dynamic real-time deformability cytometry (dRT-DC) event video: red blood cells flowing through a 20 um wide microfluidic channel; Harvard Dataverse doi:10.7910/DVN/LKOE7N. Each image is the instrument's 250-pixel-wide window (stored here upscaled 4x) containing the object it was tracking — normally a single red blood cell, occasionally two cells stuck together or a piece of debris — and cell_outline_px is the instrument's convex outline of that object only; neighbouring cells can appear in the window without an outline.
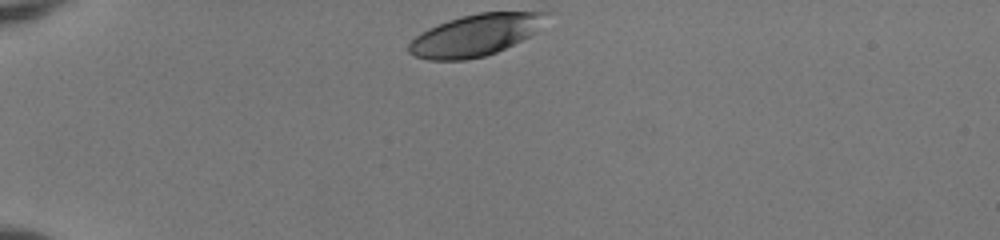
{"species": "human", "species_latin": "Homo sapiens", "temperature_condition": "room temperature", "stored_images_in_passage": 34, "camera_frame_rate_fps": 3000, "um_per_image_px": 0.085, "donor": {"sex": "female"}, "frame": {"image": 1, "passage_image": 1, "time_ms": 0.0, "image_size_px": [1000, 240], "cell_outline_px": [[552, 12], [536, 32], [496, 52], [484, 56], [464, 60], [428, 60], [416, 56], [408, 52], [408, 44], [416, 36], [428, 28], [448, 20], [460, 16], [480, 12]], "centroid_in_image_um": [40.4, 2.97], "position_along_channel_um": 44.6, "area_um2": 33.12}}
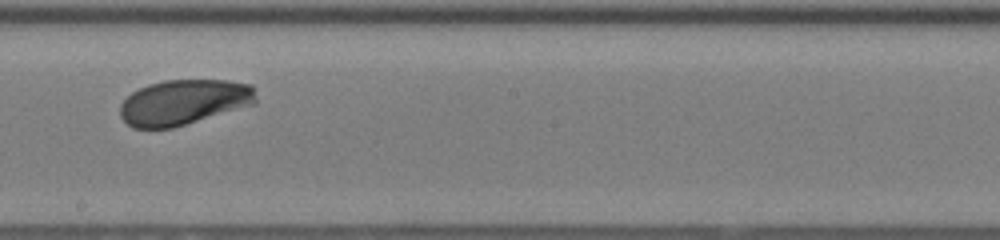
{"frame": {"image": 2, "passage_image": 19, "time_ms": 6.0, "image_size_px": [1000, 240], "cell_outline_px": [[256, 104], [172, 128], [132, 128], [120, 116], [120, 104], [132, 92], [148, 84], [164, 80], [228, 80], [252, 84], [256, 100]], "centroid_in_image_um": [15.63, 8.68], "position_along_channel_um": 232.6, "area_um2": 35.95}}
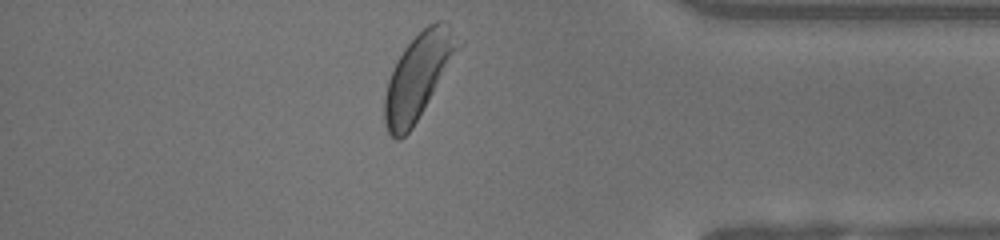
{"frame": {"image": 3, "passage_image": 33, "time_ms": 10.667, "image_size_px": [1000, 240], "cell_outline_px": [[464, 44], [412, 128], [400, 140], [396, 140], [388, 132], [384, 124], [384, 96], [388, 80], [396, 60], [404, 48], [428, 24], [436, 20], [440, 20], [448, 24], [464, 40]], "centroid_in_image_um": [35.59, 6.44], "position_along_channel_um": 399.6, "area_um2": 36.76}, "authors_computed_cell_mechanics": {"area_um2": 35.7782, "velocity_mm_per_s": 3.9609, "shape_relaxation_time_tau1_ms": 1.7949, "shape_relaxation_time_tau2_ms": null, "deformation_change_tau1": 0.1118, "deformation_change_tau2": null}}